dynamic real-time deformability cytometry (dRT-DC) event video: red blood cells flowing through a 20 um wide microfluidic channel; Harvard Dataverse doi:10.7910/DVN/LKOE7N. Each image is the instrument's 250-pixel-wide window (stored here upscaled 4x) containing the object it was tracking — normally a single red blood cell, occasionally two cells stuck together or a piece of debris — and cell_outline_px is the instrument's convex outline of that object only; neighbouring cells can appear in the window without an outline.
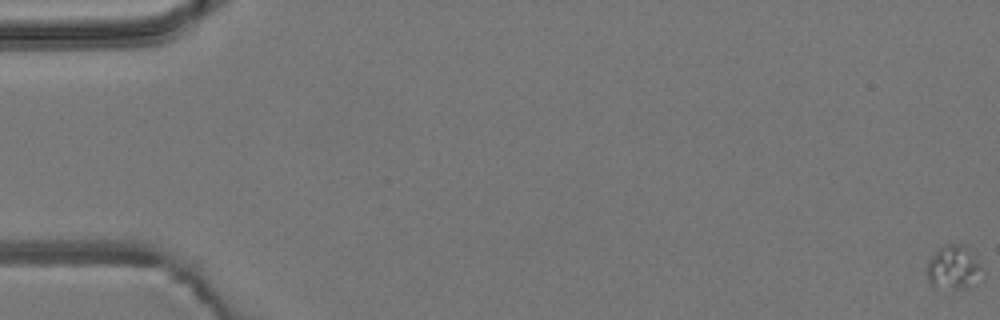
{"species": "common noctule bat (a hibernating species)", "species_latin": "Nyctalus noctula", "temperature_condition": "room temperature", "stored_images_in_passage": 56, "camera_frame_rate_fps": 3000, "um_per_image_px": 0.085, "animal": {"sex": "male", "body_mass_g": 19.2, "forearm_length_mm": 51.8}, "frame": {"image": 1, "passage_image": 1, "time_ms": 0.0, "image_size_px": [1000, 320], "cell_outline_px": [[984, 272], [976, 284], [968, 288], [956, 288], [932, 284], [928, 280], [928, 260], [940, 248], [948, 244], [968, 244], [976, 252], [984, 268]], "centroid_in_image_um": [81.19, 22.68], "position_along_channel_um": 3.8, "area_um2": 14.45}}